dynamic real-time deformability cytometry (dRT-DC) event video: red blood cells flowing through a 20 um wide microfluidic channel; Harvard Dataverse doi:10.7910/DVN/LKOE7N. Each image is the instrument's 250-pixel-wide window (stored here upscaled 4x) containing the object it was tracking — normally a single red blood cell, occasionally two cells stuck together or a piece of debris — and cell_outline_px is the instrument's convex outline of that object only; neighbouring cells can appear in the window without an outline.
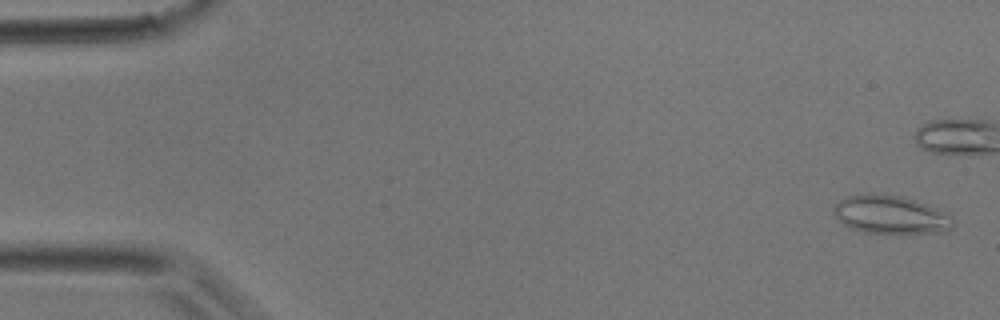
{"species": "common noctule bat (a hibernating species)", "species_latin": "Nyctalus noctula", "temperature_condition": "room temperature", "stored_images_in_passage": 5, "camera_frame_rate_fps": 3000, "um_per_image_px": 0.085, "animal": {"sex": "male", "body_mass_g": 17.9}, "frame": {"image": 1, "passage_image": 1, "time_ms": 0.0, "image_size_px": [1000, 320], "cell_outline_px": [[956, 220], [952, 228], [944, 232], [864, 232], [852, 228], [844, 224], [832, 212], [832, 208], [840, 200], [848, 196], [900, 196], [916, 200], [928, 204], [952, 216]], "centroid_in_image_um": [75.76, 18.27], "position_along_channel_um": 9.2, "area_um2": 25.78}}